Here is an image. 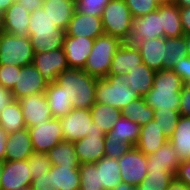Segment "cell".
Here are the masks:
<instances>
[{
  "mask_svg": "<svg viewBox=\"0 0 190 190\" xmlns=\"http://www.w3.org/2000/svg\"><path fill=\"white\" fill-rule=\"evenodd\" d=\"M184 82L172 69L155 71L152 89L144 96L146 104L154 110L179 111Z\"/></svg>",
  "mask_w": 190,
  "mask_h": 190,
  "instance_id": "1",
  "label": "cell"
},
{
  "mask_svg": "<svg viewBox=\"0 0 190 190\" xmlns=\"http://www.w3.org/2000/svg\"><path fill=\"white\" fill-rule=\"evenodd\" d=\"M97 79L83 69L68 68L57 76L55 82L64 89L74 109H90L96 102Z\"/></svg>",
  "mask_w": 190,
  "mask_h": 190,
  "instance_id": "2",
  "label": "cell"
},
{
  "mask_svg": "<svg viewBox=\"0 0 190 190\" xmlns=\"http://www.w3.org/2000/svg\"><path fill=\"white\" fill-rule=\"evenodd\" d=\"M127 74L107 75L96 81V102L122 109L130 102L139 99L138 92L128 87Z\"/></svg>",
  "mask_w": 190,
  "mask_h": 190,
  "instance_id": "3",
  "label": "cell"
},
{
  "mask_svg": "<svg viewBox=\"0 0 190 190\" xmlns=\"http://www.w3.org/2000/svg\"><path fill=\"white\" fill-rule=\"evenodd\" d=\"M123 43L119 38L111 35L98 36L94 40V45L83 70L96 78H105L109 73L113 56Z\"/></svg>",
  "mask_w": 190,
  "mask_h": 190,
  "instance_id": "4",
  "label": "cell"
},
{
  "mask_svg": "<svg viewBox=\"0 0 190 190\" xmlns=\"http://www.w3.org/2000/svg\"><path fill=\"white\" fill-rule=\"evenodd\" d=\"M104 34L128 42L132 34L133 18L125 0H111L101 17Z\"/></svg>",
  "mask_w": 190,
  "mask_h": 190,
  "instance_id": "5",
  "label": "cell"
},
{
  "mask_svg": "<svg viewBox=\"0 0 190 190\" xmlns=\"http://www.w3.org/2000/svg\"><path fill=\"white\" fill-rule=\"evenodd\" d=\"M0 65L27 66L32 64L34 50L28 36L17 37L1 32Z\"/></svg>",
  "mask_w": 190,
  "mask_h": 190,
  "instance_id": "6",
  "label": "cell"
},
{
  "mask_svg": "<svg viewBox=\"0 0 190 190\" xmlns=\"http://www.w3.org/2000/svg\"><path fill=\"white\" fill-rule=\"evenodd\" d=\"M64 141L76 142L92 131H103L92 121L90 109H72L65 117L59 118Z\"/></svg>",
  "mask_w": 190,
  "mask_h": 190,
  "instance_id": "7",
  "label": "cell"
},
{
  "mask_svg": "<svg viewBox=\"0 0 190 190\" xmlns=\"http://www.w3.org/2000/svg\"><path fill=\"white\" fill-rule=\"evenodd\" d=\"M28 132L35 152L47 153L64 141L61 123L57 118L29 127Z\"/></svg>",
  "mask_w": 190,
  "mask_h": 190,
  "instance_id": "8",
  "label": "cell"
},
{
  "mask_svg": "<svg viewBox=\"0 0 190 190\" xmlns=\"http://www.w3.org/2000/svg\"><path fill=\"white\" fill-rule=\"evenodd\" d=\"M147 156L136 146L118 159L122 182L138 187L147 175Z\"/></svg>",
  "mask_w": 190,
  "mask_h": 190,
  "instance_id": "9",
  "label": "cell"
},
{
  "mask_svg": "<svg viewBox=\"0 0 190 190\" xmlns=\"http://www.w3.org/2000/svg\"><path fill=\"white\" fill-rule=\"evenodd\" d=\"M32 64L48 84L55 82L57 76L69 68L63 48L53 51L35 52Z\"/></svg>",
  "mask_w": 190,
  "mask_h": 190,
  "instance_id": "10",
  "label": "cell"
},
{
  "mask_svg": "<svg viewBox=\"0 0 190 190\" xmlns=\"http://www.w3.org/2000/svg\"><path fill=\"white\" fill-rule=\"evenodd\" d=\"M159 37H164L159 6L157 10L133 19L132 34L128 41L130 45Z\"/></svg>",
  "mask_w": 190,
  "mask_h": 190,
  "instance_id": "11",
  "label": "cell"
},
{
  "mask_svg": "<svg viewBox=\"0 0 190 190\" xmlns=\"http://www.w3.org/2000/svg\"><path fill=\"white\" fill-rule=\"evenodd\" d=\"M48 83L33 64L20 67L17 81L11 90L14 100L37 93H45Z\"/></svg>",
  "mask_w": 190,
  "mask_h": 190,
  "instance_id": "12",
  "label": "cell"
},
{
  "mask_svg": "<svg viewBox=\"0 0 190 190\" xmlns=\"http://www.w3.org/2000/svg\"><path fill=\"white\" fill-rule=\"evenodd\" d=\"M21 104L22 114L26 128L33 127L40 122L53 118L45 93L32 94L18 100Z\"/></svg>",
  "mask_w": 190,
  "mask_h": 190,
  "instance_id": "13",
  "label": "cell"
},
{
  "mask_svg": "<svg viewBox=\"0 0 190 190\" xmlns=\"http://www.w3.org/2000/svg\"><path fill=\"white\" fill-rule=\"evenodd\" d=\"M28 160L3 161V172L1 175V190H17L30 187L32 178Z\"/></svg>",
  "mask_w": 190,
  "mask_h": 190,
  "instance_id": "14",
  "label": "cell"
},
{
  "mask_svg": "<svg viewBox=\"0 0 190 190\" xmlns=\"http://www.w3.org/2000/svg\"><path fill=\"white\" fill-rule=\"evenodd\" d=\"M105 135L103 131H92L86 137L74 142L80 164L96 163L105 156Z\"/></svg>",
  "mask_w": 190,
  "mask_h": 190,
  "instance_id": "15",
  "label": "cell"
},
{
  "mask_svg": "<svg viewBox=\"0 0 190 190\" xmlns=\"http://www.w3.org/2000/svg\"><path fill=\"white\" fill-rule=\"evenodd\" d=\"M65 32V36L96 39L104 34V29L101 17L86 15L75 10Z\"/></svg>",
  "mask_w": 190,
  "mask_h": 190,
  "instance_id": "16",
  "label": "cell"
},
{
  "mask_svg": "<svg viewBox=\"0 0 190 190\" xmlns=\"http://www.w3.org/2000/svg\"><path fill=\"white\" fill-rule=\"evenodd\" d=\"M95 39L65 36L63 49L69 68L84 69Z\"/></svg>",
  "mask_w": 190,
  "mask_h": 190,
  "instance_id": "17",
  "label": "cell"
},
{
  "mask_svg": "<svg viewBox=\"0 0 190 190\" xmlns=\"http://www.w3.org/2000/svg\"><path fill=\"white\" fill-rule=\"evenodd\" d=\"M3 32L17 37L29 36L30 13L23 5L15 1L2 13Z\"/></svg>",
  "mask_w": 190,
  "mask_h": 190,
  "instance_id": "18",
  "label": "cell"
},
{
  "mask_svg": "<svg viewBox=\"0 0 190 190\" xmlns=\"http://www.w3.org/2000/svg\"><path fill=\"white\" fill-rule=\"evenodd\" d=\"M140 51L144 64L154 71L165 69L166 47L165 37L141 41L135 45Z\"/></svg>",
  "mask_w": 190,
  "mask_h": 190,
  "instance_id": "19",
  "label": "cell"
},
{
  "mask_svg": "<svg viewBox=\"0 0 190 190\" xmlns=\"http://www.w3.org/2000/svg\"><path fill=\"white\" fill-rule=\"evenodd\" d=\"M181 162L176 149L168 140L154 154L147 156V173L151 170L168 171L175 176Z\"/></svg>",
  "mask_w": 190,
  "mask_h": 190,
  "instance_id": "20",
  "label": "cell"
},
{
  "mask_svg": "<svg viewBox=\"0 0 190 190\" xmlns=\"http://www.w3.org/2000/svg\"><path fill=\"white\" fill-rule=\"evenodd\" d=\"M5 161L27 160L34 152L28 128L7 134Z\"/></svg>",
  "mask_w": 190,
  "mask_h": 190,
  "instance_id": "21",
  "label": "cell"
},
{
  "mask_svg": "<svg viewBox=\"0 0 190 190\" xmlns=\"http://www.w3.org/2000/svg\"><path fill=\"white\" fill-rule=\"evenodd\" d=\"M142 63L138 48L124 42L113 56L108 75L127 74L129 69Z\"/></svg>",
  "mask_w": 190,
  "mask_h": 190,
  "instance_id": "22",
  "label": "cell"
},
{
  "mask_svg": "<svg viewBox=\"0 0 190 190\" xmlns=\"http://www.w3.org/2000/svg\"><path fill=\"white\" fill-rule=\"evenodd\" d=\"M48 177L50 190H80L79 166L52 165Z\"/></svg>",
  "mask_w": 190,
  "mask_h": 190,
  "instance_id": "23",
  "label": "cell"
},
{
  "mask_svg": "<svg viewBox=\"0 0 190 190\" xmlns=\"http://www.w3.org/2000/svg\"><path fill=\"white\" fill-rule=\"evenodd\" d=\"M160 129L155 120L141 126L139 140L135 146L146 156L154 154L168 141V137Z\"/></svg>",
  "mask_w": 190,
  "mask_h": 190,
  "instance_id": "24",
  "label": "cell"
},
{
  "mask_svg": "<svg viewBox=\"0 0 190 190\" xmlns=\"http://www.w3.org/2000/svg\"><path fill=\"white\" fill-rule=\"evenodd\" d=\"M42 8L48 11L54 25L66 30L75 12V0H44Z\"/></svg>",
  "mask_w": 190,
  "mask_h": 190,
  "instance_id": "25",
  "label": "cell"
},
{
  "mask_svg": "<svg viewBox=\"0 0 190 190\" xmlns=\"http://www.w3.org/2000/svg\"><path fill=\"white\" fill-rule=\"evenodd\" d=\"M159 14L162 16L165 38L183 37L180 8L173 1L159 5Z\"/></svg>",
  "mask_w": 190,
  "mask_h": 190,
  "instance_id": "26",
  "label": "cell"
},
{
  "mask_svg": "<svg viewBox=\"0 0 190 190\" xmlns=\"http://www.w3.org/2000/svg\"><path fill=\"white\" fill-rule=\"evenodd\" d=\"M45 94L53 118H63L73 109L71 99L56 82L47 85Z\"/></svg>",
  "mask_w": 190,
  "mask_h": 190,
  "instance_id": "27",
  "label": "cell"
},
{
  "mask_svg": "<svg viewBox=\"0 0 190 190\" xmlns=\"http://www.w3.org/2000/svg\"><path fill=\"white\" fill-rule=\"evenodd\" d=\"M65 35L64 29H53V31H36L28 37L34 52H37L63 48Z\"/></svg>",
  "mask_w": 190,
  "mask_h": 190,
  "instance_id": "28",
  "label": "cell"
},
{
  "mask_svg": "<svg viewBox=\"0 0 190 190\" xmlns=\"http://www.w3.org/2000/svg\"><path fill=\"white\" fill-rule=\"evenodd\" d=\"M154 76L155 71L142 63L133 69H129L127 73L128 87L144 97L152 89Z\"/></svg>",
  "mask_w": 190,
  "mask_h": 190,
  "instance_id": "29",
  "label": "cell"
},
{
  "mask_svg": "<svg viewBox=\"0 0 190 190\" xmlns=\"http://www.w3.org/2000/svg\"><path fill=\"white\" fill-rule=\"evenodd\" d=\"M168 140L181 161L190 156V116H180L175 131Z\"/></svg>",
  "mask_w": 190,
  "mask_h": 190,
  "instance_id": "30",
  "label": "cell"
},
{
  "mask_svg": "<svg viewBox=\"0 0 190 190\" xmlns=\"http://www.w3.org/2000/svg\"><path fill=\"white\" fill-rule=\"evenodd\" d=\"M92 121L103 130L105 134L109 133L115 122L122 117L120 109L108 104L98 103L90 108Z\"/></svg>",
  "mask_w": 190,
  "mask_h": 190,
  "instance_id": "31",
  "label": "cell"
},
{
  "mask_svg": "<svg viewBox=\"0 0 190 190\" xmlns=\"http://www.w3.org/2000/svg\"><path fill=\"white\" fill-rule=\"evenodd\" d=\"M96 165L99 168L100 186L103 190H112L122 182L118 159L104 156Z\"/></svg>",
  "mask_w": 190,
  "mask_h": 190,
  "instance_id": "32",
  "label": "cell"
},
{
  "mask_svg": "<svg viewBox=\"0 0 190 190\" xmlns=\"http://www.w3.org/2000/svg\"><path fill=\"white\" fill-rule=\"evenodd\" d=\"M140 130L141 125L122 116L115 122L113 128L107 133V135L109 137L117 138L124 143H128L131 147H134L139 140Z\"/></svg>",
  "mask_w": 190,
  "mask_h": 190,
  "instance_id": "33",
  "label": "cell"
},
{
  "mask_svg": "<svg viewBox=\"0 0 190 190\" xmlns=\"http://www.w3.org/2000/svg\"><path fill=\"white\" fill-rule=\"evenodd\" d=\"M0 126L7 134H11L26 128L21 104L18 100H13L1 111Z\"/></svg>",
  "mask_w": 190,
  "mask_h": 190,
  "instance_id": "34",
  "label": "cell"
},
{
  "mask_svg": "<svg viewBox=\"0 0 190 190\" xmlns=\"http://www.w3.org/2000/svg\"><path fill=\"white\" fill-rule=\"evenodd\" d=\"M51 165L80 166L73 142L62 141L47 152Z\"/></svg>",
  "mask_w": 190,
  "mask_h": 190,
  "instance_id": "35",
  "label": "cell"
},
{
  "mask_svg": "<svg viewBox=\"0 0 190 190\" xmlns=\"http://www.w3.org/2000/svg\"><path fill=\"white\" fill-rule=\"evenodd\" d=\"M122 116L131 119L133 122L143 126L154 120V109L149 107L144 97H140L121 109Z\"/></svg>",
  "mask_w": 190,
  "mask_h": 190,
  "instance_id": "36",
  "label": "cell"
},
{
  "mask_svg": "<svg viewBox=\"0 0 190 190\" xmlns=\"http://www.w3.org/2000/svg\"><path fill=\"white\" fill-rule=\"evenodd\" d=\"M174 178L175 176L168 171L151 170L137 188L140 190H167Z\"/></svg>",
  "mask_w": 190,
  "mask_h": 190,
  "instance_id": "37",
  "label": "cell"
},
{
  "mask_svg": "<svg viewBox=\"0 0 190 190\" xmlns=\"http://www.w3.org/2000/svg\"><path fill=\"white\" fill-rule=\"evenodd\" d=\"M80 190H103L100 186L99 168L96 163L79 166Z\"/></svg>",
  "mask_w": 190,
  "mask_h": 190,
  "instance_id": "38",
  "label": "cell"
},
{
  "mask_svg": "<svg viewBox=\"0 0 190 190\" xmlns=\"http://www.w3.org/2000/svg\"><path fill=\"white\" fill-rule=\"evenodd\" d=\"M166 60L165 68L171 69L178 62L180 55L188 57L185 38H165Z\"/></svg>",
  "mask_w": 190,
  "mask_h": 190,
  "instance_id": "39",
  "label": "cell"
},
{
  "mask_svg": "<svg viewBox=\"0 0 190 190\" xmlns=\"http://www.w3.org/2000/svg\"><path fill=\"white\" fill-rule=\"evenodd\" d=\"M180 113L179 111H174L171 109L154 110V120L157 122L160 130L169 138L175 131V127L179 121Z\"/></svg>",
  "mask_w": 190,
  "mask_h": 190,
  "instance_id": "40",
  "label": "cell"
},
{
  "mask_svg": "<svg viewBox=\"0 0 190 190\" xmlns=\"http://www.w3.org/2000/svg\"><path fill=\"white\" fill-rule=\"evenodd\" d=\"M29 20V35L36 31H53V29H62L54 25L48 11H45L43 8L30 13Z\"/></svg>",
  "mask_w": 190,
  "mask_h": 190,
  "instance_id": "41",
  "label": "cell"
},
{
  "mask_svg": "<svg viewBox=\"0 0 190 190\" xmlns=\"http://www.w3.org/2000/svg\"><path fill=\"white\" fill-rule=\"evenodd\" d=\"M28 166L31 170V178H39L44 176L51 169V162L48 153L44 152H33L31 156L28 157Z\"/></svg>",
  "mask_w": 190,
  "mask_h": 190,
  "instance_id": "42",
  "label": "cell"
},
{
  "mask_svg": "<svg viewBox=\"0 0 190 190\" xmlns=\"http://www.w3.org/2000/svg\"><path fill=\"white\" fill-rule=\"evenodd\" d=\"M111 0H75V10L86 15L102 17L105 6Z\"/></svg>",
  "mask_w": 190,
  "mask_h": 190,
  "instance_id": "43",
  "label": "cell"
},
{
  "mask_svg": "<svg viewBox=\"0 0 190 190\" xmlns=\"http://www.w3.org/2000/svg\"><path fill=\"white\" fill-rule=\"evenodd\" d=\"M132 18H138L153 12L160 5L156 0H125Z\"/></svg>",
  "mask_w": 190,
  "mask_h": 190,
  "instance_id": "44",
  "label": "cell"
},
{
  "mask_svg": "<svg viewBox=\"0 0 190 190\" xmlns=\"http://www.w3.org/2000/svg\"><path fill=\"white\" fill-rule=\"evenodd\" d=\"M104 143L105 156L108 158L119 159L132 148L128 143L109 137L107 134L104 136Z\"/></svg>",
  "mask_w": 190,
  "mask_h": 190,
  "instance_id": "45",
  "label": "cell"
},
{
  "mask_svg": "<svg viewBox=\"0 0 190 190\" xmlns=\"http://www.w3.org/2000/svg\"><path fill=\"white\" fill-rule=\"evenodd\" d=\"M19 73V66L0 65V85L8 90H12Z\"/></svg>",
  "mask_w": 190,
  "mask_h": 190,
  "instance_id": "46",
  "label": "cell"
},
{
  "mask_svg": "<svg viewBox=\"0 0 190 190\" xmlns=\"http://www.w3.org/2000/svg\"><path fill=\"white\" fill-rule=\"evenodd\" d=\"M177 73L184 83H190V57L180 55L178 62L171 68Z\"/></svg>",
  "mask_w": 190,
  "mask_h": 190,
  "instance_id": "47",
  "label": "cell"
},
{
  "mask_svg": "<svg viewBox=\"0 0 190 190\" xmlns=\"http://www.w3.org/2000/svg\"><path fill=\"white\" fill-rule=\"evenodd\" d=\"M175 179L190 186V156L181 162L178 166Z\"/></svg>",
  "mask_w": 190,
  "mask_h": 190,
  "instance_id": "48",
  "label": "cell"
},
{
  "mask_svg": "<svg viewBox=\"0 0 190 190\" xmlns=\"http://www.w3.org/2000/svg\"><path fill=\"white\" fill-rule=\"evenodd\" d=\"M180 116H190V83H184L181 91Z\"/></svg>",
  "mask_w": 190,
  "mask_h": 190,
  "instance_id": "49",
  "label": "cell"
},
{
  "mask_svg": "<svg viewBox=\"0 0 190 190\" xmlns=\"http://www.w3.org/2000/svg\"><path fill=\"white\" fill-rule=\"evenodd\" d=\"M49 172H47L44 176L39 178H35L31 182V189L32 190H50V178Z\"/></svg>",
  "mask_w": 190,
  "mask_h": 190,
  "instance_id": "50",
  "label": "cell"
},
{
  "mask_svg": "<svg viewBox=\"0 0 190 190\" xmlns=\"http://www.w3.org/2000/svg\"><path fill=\"white\" fill-rule=\"evenodd\" d=\"M13 100L14 99L11 90H8L0 85V113Z\"/></svg>",
  "mask_w": 190,
  "mask_h": 190,
  "instance_id": "51",
  "label": "cell"
},
{
  "mask_svg": "<svg viewBox=\"0 0 190 190\" xmlns=\"http://www.w3.org/2000/svg\"><path fill=\"white\" fill-rule=\"evenodd\" d=\"M180 18L184 34L190 33V7L180 8Z\"/></svg>",
  "mask_w": 190,
  "mask_h": 190,
  "instance_id": "52",
  "label": "cell"
},
{
  "mask_svg": "<svg viewBox=\"0 0 190 190\" xmlns=\"http://www.w3.org/2000/svg\"><path fill=\"white\" fill-rule=\"evenodd\" d=\"M44 0H17L20 5H23L29 13L43 7Z\"/></svg>",
  "mask_w": 190,
  "mask_h": 190,
  "instance_id": "53",
  "label": "cell"
},
{
  "mask_svg": "<svg viewBox=\"0 0 190 190\" xmlns=\"http://www.w3.org/2000/svg\"><path fill=\"white\" fill-rule=\"evenodd\" d=\"M6 143H7V133L0 126V161H5Z\"/></svg>",
  "mask_w": 190,
  "mask_h": 190,
  "instance_id": "54",
  "label": "cell"
},
{
  "mask_svg": "<svg viewBox=\"0 0 190 190\" xmlns=\"http://www.w3.org/2000/svg\"><path fill=\"white\" fill-rule=\"evenodd\" d=\"M167 190H186V185L174 178Z\"/></svg>",
  "mask_w": 190,
  "mask_h": 190,
  "instance_id": "55",
  "label": "cell"
},
{
  "mask_svg": "<svg viewBox=\"0 0 190 190\" xmlns=\"http://www.w3.org/2000/svg\"><path fill=\"white\" fill-rule=\"evenodd\" d=\"M14 2L15 0H0V12L6 11Z\"/></svg>",
  "mask_w": 190,
  "mask_h": 190,
  "instance_id": "56",
  "label": "cell"
},
{
  "mask_svg": "<svg viewBox=\"0 0 190 190\" xmlns=\"http://www.w3.org/2000/svg\"><path fill=\"white\" fill-rule=\"evenodd\" d=\"M134 186L131 184H127L125 182H121L118 186L113 188L112 190H134Z\"/></svg>",
  "mask_w": 190,
  "mask_h": 190,
  "instance_id": "57",
  "label": "cell"
},
{
  "mask_svg": "<svg viewBox=\"0 0 190 190\" xmlns=\"http://www.w3.org/2000/svg\"><path fill=\"white\" fill-rule=\"evenodd\" d=\"M179 8L190 7V0H172Z\"/></svg>",
  "mask_w": 190,
  "mask_h": 190,
  "instance_id": "58",
  "label": "cell"
},
{
  "mask_svg": "<svg viewBox=\"0 0 190 190\" xmlns=\"http://www.w3.org/2000/svg\"><path fill=\"white\" fill-rule=\"evenodd\" d=\"M183 37L185 38L187 53H188V56L190 57V33L184 34Z\"/></svg>",
  "mask_w": 190,
  "mask_h": 190,
  "instance_id": "59",
  "label": "cell"
},
{
  "mask_svg": "<svg viewBox=\"0 0 190 190\" xmlns=\"http://www.w3.org/2000/svg\"><path fill=\"white\" fill-rule=\"evenodd\" d=\"M0 32H3V19H2V13L0 12Z\"/></svg>",
  "mask_w": 190,
  "mask_h": 190,
  "instance_id": "60",
  "label": "cell"
},
{
  "mask_svg": "<svg viewBox=\"0 0 190 190\" xmlns=\"http://www.w3.org/2000/svg\"><path fill=\"white\" fill-rule=\"evenodd\" d=\"M2 172H3V161H0V184H1V175H2ZM0 190H1V187H0Z\"/></svg>",
  "mask_w": 190,
  "mask_h": 190,
  "instance_id": "61",
  "label": "cell"
},
{
  "mask_svg": "<svg viewBox=\"0 0 190 190\" xmlns=\"http://www.w3.org/2000/svg\"><path fill=\"white\" fill-rule=\"evenodd\" d=\"M156 1L161 5V4H164V3H169L172 0H156Z\"/></svg>",
  "mask_w": 190,
  "mask_h": 190,
  "instance_id": "62",
  "label": "cell"
},
{
  "mask_svg": "<svg viewBox=\"0 0 190 190\" xmlns=\"http://www.w3.org/2000/svg\"><path fill=\"white\" fill-rule=\"evenodd\" d=\"M17 190H26V187H25V188H19V189H17Z\"/></svg>",
  "mask_w": 190,
  "mask_h": 190,
  "instance_id": "63",
  "label": "cell"
},
{
  "mask_svg": "<svg viewBox=\"0 0 190 190\" xmlns=\"http://www.w3.org/2000/svg\"><path fill=\"white\" fill-rule=\"evenodd\" d=\"M186 190H190V186H186Z\"/></svg>",
  "mask_w": 190,
  "mask_h": 190,
  "instance_id": "64",
  "label": "cell"
},
{
  "mask_svg": "<svg viewBox=\"0 0 190 190\" xmlns=\"http://www.w3.org/2000/svg\"><path fill=\"white\" fill-rule=\"evenodd\" d=\"M26 190H32L31 187H26Z\"/></svg>",
  "mask_w": 190,
  "mask_h": 190,
  "instance_id": "65",
  "label": "cell"
}]
</instances>
